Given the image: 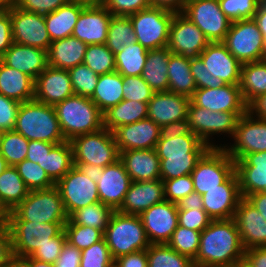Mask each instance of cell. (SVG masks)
<instances>
[{
	"instance_id": "b9fcfbb0",
	"label": "cell",
	"mask_w": 266,
	"mask_h": 267,
	"mask_svg": "<svg viewBox=\"0 0 266 267\" xmlns=\"http://www.w3.org/2000/svg\"><path fill=\"white\" fill-rule=\"evenodd\" d=\"M178 210H191V208H203L202 195L193 192L180 200L178 203Z\"/></svg>"
},
{
	"instance_id": "67dfc351",
	"label": "cell",
	"mask_w": 266,
	"mask_h": 267,
	"mask_svg": "<svg viewBox=\"0 0 266 267\" xmlns=\"http://www.w3.org/2000/svg\"><path fill=\"white\" fill-rule=\"evenodd\" d=\"M9 211L0 202V227L8 226Z\"/></svg>"
},
{
	"instance_id": "5bb4252c",
	"label": "cell",
	"mask_w": 266,
	"mask_h": 267,
	"mask_svg": "<svg viewBox=\"0 0 266 267\" xmlns=\"http://www.w3.org/2000/svg\"><path fill=\"white\" fill-rule=\"evenodd\" d=\"M55 187L59 190L68 216L80 208L100 202L97 183L75 165L55 183Z\"/></svg>"
},
{
	"instance_id": "8992f818",
	"label": "cell",
	"mask_w": 266,
	"mask_h": 267,
	"mask_svg": "<svg viewBox=\"0 0 266 267\" xmlns=\"http://www.w3.org/2000/svg\"><path fill=\"white\" fill-rule=\"evenodd\" d=\"M70 143L73 148V163L106 167L120 158L114 134L106 128L76 136Z\"/></svg>"
},
{
	"instance_id": "e575fe53",
	"label": "cell",
	"mask_w": 266,
	"mask_h": 267,
	"mask_svg": "<svg viewBox=\"0 0 266 267\" xmlns=\"http://www.w3.org/2000/svg\"><path fill=\"white\" fill-rule=\"evenodd\" d=\"M148 103L123 99L103 113V127L113 132L116 128L147 118Z\"/></svg>"
},
{
	"instance_id": "7402d4cb",
	"label": "cell",
	"mask_w": 266,
	"mask_h": 267,
	"mask_svg": "<svg viewBox=\"0 0 266 267\" xmlns=\"http://www.w3.org/2000/svg\"><path fill=\"white\" fill-rule=\"evenodd\" d=\"M233 219L245 250L266 246V220L245 197L240 199Z\"/></svg>"
},
{
	"instance_id": "003e7915",
	"label": "cell",
	"mask_w": 266,
	"mask_h": 267,
	"mask_svg": "<svg viewBox=\"0 0 266 267\" xmlns=\"http://www.w3.org/2000/svg\"><path fill=\"white\" fill-rule=\"evenodd\" d=\"M81 250L67 241L62 247L61 254L54 263L55 267H80Z\"/></svg>"
},
{
	"instance_id": "3957f363",
	"label": "cell",
	"mask_w": 266,
	"mask_h": 267,
	"mask_svg": "<svg viewBox=\"0 0 266 267\" xmlns=\"http://www.w3.org/2000/svg\"><path fill=\"white\" fill-rule=\"evenodd\" d=\"M57 119L66 141L103 127V113L89 97L73 95L54 106Z\"/></svg>"
},
{
	"instance_id": "74e56055",
	"label": "cell",
	"mask_w": 266,
	"mask_h": 267,
	"mask_svg": "<svg viewBox=\"0 0 266 267\" xmlns=\"http://www.w3.org/2000/svg\"><path fill=\"white\" fill-rule=\"evenodd\" d=\"M240 90L247 106L266 93V59L242 64Z\"/></svg>"
},
{
	"instance_id": "94428289",
	"label": "cell",
	"mask_w": 266,
	"mask_h": 267,
	"mask_svg": "<svg viewBox=\"0 0 266 267\" xmlns=\"http://www.w3.org/2000/svg\"><path fill=\"white\" fill-rule=\"evenodd\" d=\"M66 242L64 230L56 237H52L49 243L40 246L31 257L42 262L55 263L61 254L62 247Z\"/></svg>"
},
{
	"instance_id": "52a82bcc",
	"label": "cell",
	"mask_w": 266,
	"mask_h": 267,
	"mask_svg": "<svg viewBox=\"0 0 266 267\" xmlns=\"http://www.w3.org/2000/svg\"><path fill=\"white\" fill-rule=\"evenodd\" d=\"M174 14L163 8L149 6L129 15L137 42L147 50L167 47L170 24Z\"/></svg>"
},
{
	"instance_id": "8c879c8a",
	"label": "cell",
	"mask_w": 266,
	"mask_h": 267,
	"mask_svg": "<svg viewBox=\"0 0 266 267\" xmlns=\"http://www.w3.org/2000/svg\"><path fill=\"white\" fill-rule=\"evenodd\" d=\"M114 262L118 267H148L147 249L122 255Z\"/></svg>"
},
{
	"instance_id": "8d00e7d4",
	"label": "cell",
	"mask_w": 266,
	"mask_h": 267,
	"mask_svg": "<svg viewBox=\"0 0 266 267\" xmlns=\"http://www.w3.org/2000/svg\"><path fill=\"white\" fill-rule=\"evenodd\" d=\"M168 83L169 92L192 97L197 88L190 71V59L179 54H170Z\"/></svg>"
},
{
	"instance_id": "277c9868",
	"label": "cell",
	"mask_w": 266,
	"mask_h": 267,
	"mask_svg": "<svg viewBox=\"0 0 266 267\" xmlns=\"http://www.w3.org/2000/svg\"><path fill=\"white\" fill-rule=\"evenodd\" d=\"M103 237L114 260L150 246L140 216L119 211L113 212Z\"/></svg>"
},
{
	"instance_id": "6125c7cd",
	"label": "cell",
	"mask_w": 266,
	"mask_h": 267,
	"mask_svg": "<svg viewBox=\"0 0 266 267\" xmlns=\"http://www.w3.org/2000/svg\"><path fill=\"white\" fill-rule=\"evenodd\" d=\"M149 0H108L105 7L113 16H124L135 14L143 9L148 8Z\"/></svg>"
},
{
	"instance_id": "8fae6325",
	"label": "cell",
	"mask_w": 266,
	"mask_h": 267,
	"mask_svg": "<svg viewBox=\"0 0 266 267\" xmlns=\"http://www.w3.org/2000/svg\"><path fill=\"white\" fill-rule=\"evenodd\" d=\"M246 112H220L211 111L206 108L195 106L191 101L188 106L187 119L191 131L197 135L203 143L210 148H221L214 145L209 137L216 134L227 133L233 136L239 117ZM211 143H210V142Z\"/></svg>"
},
{
	"instance_id": "03108f58",
	"label": "cell",
	"mask_w": 266,
	"mask_h": 267,
	"mask_svg": "<svg viewBox=\"0 0 266 267\" xmlns=\"http://www.w3.org/2000/svg\"><path fill=\"white\" fill-rule=\"evenodd\" d=\"M13 43L10 8L0 13V58Z\"/></svg>"
},
{
	"instance_id": "44dd1931",
	"label": "cell",
	"mask_w": 266,
	"mask_h": 267,
	"mask_svg": "<svg viewBox=\"0 0 266 267\" xmlns=\"http://www.w3.org/2000/svg\"><path fill=\"white\" fill-rule=\"evenodd\" d=\"M206 70L225 84L240 85L242 64L222 42H210L200 53Z\"/></svg>"
},
{
	"instance_id": "484cf974",
	"label": "cell",
	"mask_w": 266,
	"mask_h": 267,
	"mask_svg": "<svg viewBox=\"0 0 266 267\" xmlns=\"http://www.w3.org/2000/svg\"><path fill=\"white\" fill-rule=\"evenodd\" d=\"M190 98L173 92L154 93L148 102L147 118L159 127L187 119Z\"/></svg>"
},
{
	"instance_id": "603a6c76",
	"label": "cell",
	"mask_w": 266,
	"mask_h": 267,
	"mask_svg": "<svg viewBox=\"0 0 266 267\" xmlns=\"http://www.w3.org/2000/svg\"><path fill=\"white\" fill-rule=\"evenodd\" d=\"M119 153L126 150L155 149L160 127L151 119L120 126L113 131Z\"/></svg>"
},
{
	"instance_id": "f5cc1de1",
	"label": "cell",
	"mask_w": 266,
	"mask_h": 267,
	"mask_svg": "<svg viewBox=\"0 0 266 267\" xmlns=\"http://www.w3.org/2000/svg\"><path fill=\"white\" fill-rule=\"evenodd\" d=\"M74 95L91 97L97 86L99 75L84 63L68 69Z\"/></svg>"
},
{
	"instance_id": "f1b7e54d",
	"label": "cell",
	"mask_w": 266,
	"mask_h": 267,
	"mask_svg": "<svg viewBox=\"0 0 266 267\" xmlns=\"http://www.w3.org/2000/svg\"><path fill=\"white\" fill-rule=\"evenodd\" d=\"M0 60L34 80L48 67L47 51L14 42Z\"/></svg>"
},
{
	"instance_id": "ab89813d",
	"label": "cell",
	"mask_w": 266,
	"mask_h": 267,
	"mask_svg": "<svg viewBox=\"0 0 266 267\" xmlns=\"http://www.w3.org/2000/svg\"><path fill=\"white\" fill-rule=\"evenodd\" d=\"M209 148L197 135H183L160 138L155 150L159 158H168L187 156V153H205Z\"/></svg>"
},
{
	"instance_id": "603ad722",
	"label": "cell",
	"mask_w": 266,
	"mask_h": 267,
	"mask_svg": "<svg viewBox=\"0 0 266 267\" xmlns=\"http://www.w3.org/2000/svg\"><path fill=\"white\" fill-rule=\"evenodd\" d=\"M13 5V0H0V11H7Z\"/></svg>"
},
{
	"instance_id": "6f0895ef",
	"label": "cell",
	"mask_w": 266,
	"mask_h": 267,
	"mask_svg": "<svg viewBox=\"0 0 266 267\" xmlns=\"http://www.w3.org/2000/svg\"><path fill=\"white\" fill-rule=\"evenodd\" d=\"M163 183L165 199L176 204L190 193L195 192L193 180L190 174L178 178L163 180Z\"/></svg>"
},
{
	"instance_id": "ee69618b",
	"label": "cell",
	"mask_w": 266,
	"mask_h": 267,
	"mask_svg": "<svg viewBox=\"0 0 266 267\" xmlns=\"http://www.w3.org/2000/svg\"><path fill=\"white\" fill-rule=\"evenodd\" d=\"M114 210L102 202L93 203L74 211L69 220L73 224L90 226L100 230L103 234Z\"/></svg>"
},
{
	"instance_id": "ffe728a7",
	"label": "cell",
	"mask_w": 266,
	"mask_h": 267,
	"mask_svg": "<svg viewBox=\"0 0 266 267\" xmlns=\"http://www.w3.org/2000/svg\"><path fill=\"white\" fill-rule=\"evenodd\" d=\"M74 95L68 70L48 66L36 79L34 100L55 106Z\"/></svg>"
},
{
	"instance_id": "4dcf8cb0",
	"label": "cell",
	"mask_w": 266,
	"mask_h": 267,
	"mask_svg": "<svg viewBox=\"0 0 266 267\" xmlns=\"http://www.w3.org/2000/svg\"><path fill=\"white\" fill-rule=\"evenodd\" d=\"M87 46L73 36L52 41L47 50L48 66L68 70L82 64Z\"/></svg>"
},
{
	"instance_id": "7bdbcfd3",
	"label": "cell",
	"mask_w": 266,
	"mask_h": 267,
	"mask_svg": "<svg viewBox=\"0 0 266 267\" xmlns=\"http://www.w3.org/2000/svg\"><path fill=\"white\" fill-rule=\"evenodd\" d=\"M148 50L136 42L115 54L116 72L122 76H141Z\"/></svg>"
},
{
	"instance_id": "be15d7a7",
	"label": "cell",
	"mask_w": 266,
	"mask_h": 267,
	"mask_svg": "<svg viewBox=\"0 0 266 267\" xmlns=\"http://www.w3.org/2000/svg\"><path fill=\"white\" fill-rule=\"evenodd\" d=\"M70 1L71 0H13V3L24 11L47 15Z\"/></svg>"
},
{
	"instance_id": "b9f144b4",
	"label": "cell",
	"mask_w": 266,
	"mask_h": 267,
	"mask_svg": "<svg viewBox=\"0 0 266 267\" xmlns=\"http://www.w3.org/2000/svg\"><path fill=\"white\" fill-rule=\"evenodd\" d=\"M133 24L129 17L112 16L109 23L105 45L115 55L126 46L136 43Z\"/></svg>"
},
{
	"instance_id": "bcb514c9",
	"label": "cell",
	"mask_w": 266,
	"mask_h": 267,
	"mask_svg": "<svg viewBox=\"0 0 266 267\" xmlns=\"http://www.w3.org/2000/svg\"><path fill=\"white\" fill-rule=\"evenodd\" d=\"M29 140L15 130L0 132V153L9 166H16L27 157Z\"/></svg>"
},
{
	"instance_id": "f35d334b",
	"label": "cell",
	"mask_w": 266,
	"mask_h": 267,
	"mask_svg": "<svg viewBox=\"0 0 266 267\" xmlns=\"http://www.w3.org/2000/svg\"><path fill=\"white\" fill-rule=\"evenodd\" d=\"M29 190L15 166H8L0 174V202L10 212L16 208Z\"/></svg>"
},
{
	"instance_id": "c3c4849f",
	"label": "cell",
	"mask_w": 266,
	"mask_h": 267,
	"mask_svg": "<svg viewBox=\"0 0 266 267\" xmlns=\"http://www.w3.org/2000/svg\"><path fill=\"white\" fill-rule=\"evenodd\" d=\"M83 63L98 75L116 71L115 55L105 44L88 45Z\"/></svg>"
},
{
	"instance_id": "836d02e7",
	"label": "cell",
	"mask_w": 266,
	"mask_h": 267,
	"mask_svg": "<svg viewBox=\"0 0 266 267\" xmlns=\"http://www.w3.org/2000/svg\"><path fill=\"white\" fill-rule=\"evenodd\" d=\"M171 53L167 47L148 50L141 77L155 93L168 91V64Z\"/></svg>"
},
{
	"instance_id": "9c48e42d",
	"label": "cell",
	"mask_w": 266,
	"mask_h": 267,
	"mask_svg": "<svg viewBox=\"0 0 266 267\" xmlns=\"http://www.w3.org/2000/svg\"><path fill=\"white\" fill-rule=\"evenodd\" d=\"M66 222H32L8 220L13 255L30 257L40 246L49 243L50 238L58 236Z\"/></svg>"
},
{
	"instance_id": "deb4b68c",
	"label": "cell",
	"mask_w": 266,
	"mask_h": 267,
	"mask_svg": "<svg viewBox=\"0 0 266 267\" xmlns=\"http://www.w3.org/2000/svg\"><path fill=\"white\" fill-rule=\"evenodd\" d=\"M256 21L263 38L266 37V0H262L253 17Z\"/></svg>"
},
{
	"instance_id": "f546056e",
	"label": "cell",
	"mask_w": 266,
	"mask_h": 267,
	"mask_svg": "<svg viewBox=\"0 0 266 267\" xmlns=\"http://www.w3.org/2000/svg\"><path fill=\"white\" fill-rule=\"evenodd\" d=\"M119 159L132 181L160 179V158L155 149L121 151Z\"/></svg>"
},
{
	"instance_id": "ac0fdd59",
	"label": "cell",
	"mask_w": 266,
	"mask_h": 267,
	"mask_svg": "<svg viewBox=\"0 0 266 267\" xmlns=\"http://www.w3.org/2000/svg\"><path fill=\"white\" fill-rule=\"evenodd\" d=\"M239 180L236 171L219 188L207 190L202 194L203 208L212 220L233 219L239 201Z\"/></svg>"
},
{
	"instance_id": "6da1fadb",
	"label": "cell",
	"mask_w": 266,
	"mask_h": 267,
	"mask_svg": "<svg viewBox=\"0 0 266 267\" xmlns=\"http://www.w3.org/2000/svg\"><path fill=\"white\" fill-rule=\"evenodd\" d=\"M239 230L234 219L213 220L200 236L194 267H232L244 259Z\"/></svg>"
},
{
	"instance_id": "e0dca14e",
	"label": "cell",
	"mask_w": 266,
	"mask_h": 267,
	"mask_svg": "<svg viewBox=\"0 0 266 267\" xmlns=\"http://www.w3.org/2000/svg\"><path fill=\"white\" fill-rule=\"evenodd\" d=\"M150 244H167L178 226V205L164 200L140 215Z\"/></svg>"
},
{
	"instance_id": "60d3db41",
	"label": "cell",
	"mask_w": 266,
	"mask_h": 267,
	"mask_svg": "<svg viewBox=\"0 0 266 267\" xmlns=\"http://www.w3.org/2000/svg\"><path fill=\"white\" fill-rule=\"evenodd\" d=\"M74 166L73 148L70 141L56 144L51 151L46 154L42 168L49 178L56 183Z\"/></svg>"
},
{
	"instance_id": "2e32d148",
	"label": "cell",
	"mask_w": 266,
	"mask_h": 267,
	"mask_svg": "<svg viewBox=\"0 0 266 267\" xmlns=\"http://www.w3.org/2000/svg\"><path fill=\"white\" fill-rule=\"evenodd\" d=\"M202 31L182 13H175L170 24L167 48L188 59L198 58L209 44Z\"/></svg>"
},
{
	"instance_id": "1f68e13d",
	"label": "cell",
	"mask_w": 266,
	"mask_h": 267,
	"mask_svg": "<svg viewBox=\"0 0 266 267\" xmlns=\"http://www.w3.org/2000/svg\"><path fill=\"white\" fill-rule=\"evenodd\" d=\"M35 80L0 60V94L19 103L34 99Z\"/></svg>"
},
{
	"instance_id": "db71d44e",
	"label": "cell",
	"mask_w": 266,
	"mask_h": 267,
	"mask_svg": "<svg viewBox=\"0 0 266 267\" xmlns=\"http://www.w3.org/2000/svg\"><path fill=\"white\" fill-rule=\"evenodd\" d=\"M222 12L231 21L252 19L262 0H218Z\"/></svg>"
},
{
	"instance_id": "681fc988",
	"label": "cell",
	"mask_w": 266,
	"mask_h": 267,
	"mask_svg": "<svg viewBox=\"0 0 266 267\" xmlns=\"http://www.w3.org/2000/svg\"><path fill=\"white\" fill-rule=\"evenodd\" d=\"M15 167L29 191L45 190L55 186V183L38 163L25 159Z\"/></svg>"
},
{
	"instance_id": "d4e9b609",
	"label": "cell",
	"mask_w": 266,
	"mask_h": 267,
	"mask_svg": "<svg viewBox=\"0 0 266 267\" xmlns=\"http://www.w3.org/2000/svg\"><path fill=\"white\" fill-rule=\"evenodd\" d=\"M131 183L132 180L120 159L104 167L102 177L97 182L100 202L117 211L121 207Z\"/></svg>"
},
{
	"instance_id": "816d5d0a",
	"label": "cell",
	"mask_w": 266,
	"mask_h": 267,
	"mask_svg": "<svg viewBox=\"0 0 266 267\" xmlns=\"http://www.w3.org/2000/svg\"><path fill=\"white\" fill-rule=\"evenodd\" d=\"M66 241L79 250L90 247L103 238V233L90 226L73 224L69 219L64 225Z\"/></svg>"
},
{
	"instance_id": "9a60e30c",
	"label": "cell",
	"mask_w": 266,
	"mask_h": 267,
	"mask_svg": "<svg viewBox=\"0 0 266 267\" xmlns=\"http://www.w3.org/2000/svg\"><path fill=\"white\" fill-rule=\"evenodd\" d=\"M10 17L14 43L48 50L52 42L44 15L24 11L13 3L10 7Z\"/></svg>"
},
{
	"instance_id": "11a10c76",
	"label": "cell",
	"mask_w": 266,
	"mask_h": 267,
	"mask_svg": "<svg viewBox=\"0 0 266 267\" xmlns=\"http://www.w3.org/2000/svg\"><path fill=\"white\" fill-rule=\"evenodd\" d=\"M114 262L104 237L81 250L80 267H109Z\"/></svg>"
},
{
	"instance_id": "4fadbf2b",
	"label": "cell",
	"mask_w": 266,
	"mask_h": 267,
	"mask_svg": "<svg viewBox=\"0 0 266 267\" xmlns=\"http://www.w3.org/2000/svg\"><path fill=\"white\" fill-rule=\"evenodd\" d=\"M232 138L234 143L230 147L223 144L221 148L234 161L246 154L266 151V120L258 119L247 111L239 117Z\"/></svg>"
},
{
	"instance_id": "4316f807",
	"label": "cell",
	"mask_w": 266,
	"mask_h": 267,
	"mask_svg": "<svg viewBox=\"0 0 266 267\" xmlns=\"http://www.w3.org/2000/svg\"><path fill=\"white\" fill-rule=\"evenodd\" d=\"M165 199L164 183L161 179L152 181H132L121 207L123 214L140 215L154 204Z\"/></svg>"
},
{
	"instance_id": "11e5206c",
	"label": "cell",
	"mask_w": 266,
	"mask_h": 267,
	"mask_svg": "<svg viewBox=\"0 0 266 267\" xmlns=\"http://www.w3.org/2000/svg\"><path fill=\"white\" fill-rule=\"evenodd\" d=\"M247 111L258 119L266 120V93L256 97L247 106Z\"/></svg>"
},
{
	"instance_id": "979ff035",
	"label": "cell",
	"mask_w": 266,
	"mask_h": 267,
	"mask_svg": "<svg viewBox=\"0 0 266 267\" xmlns=\"http://www.w3.org/2000/svg\"><path fill=\"white\" fill-rule=\"evenodd\" d=\"M246 199L260 212L266 220V193L258 192L250 194Z\"/></svg>"
},
{
	"instance_id": "09005b40",
	"label": "cell",
	"mask_w": 266,
	"mask_h": 267,
	"mask_svg": "<svg viewBox=\"0 0 266 267\" xmlns=\"http://www.w3.org/2000/svg\"><path fill=\"white\" fill-rule=\"evenodd\" d=\"M85 175H87L93 182H98L102 177L104 167L92 164L74 163Z\"/></svg>"
},
{
	"instance_id": "e7e4bbea",
	"label": "cell",
	"mask_w": 266,
	"mask_h": 267,
	"mask_svg": "<svg viewBox=\"0 0 266 267\" xmlns=\"http://www.w3.org/2000/svg\"><path fill=\"white\" fill-rule=\"evenodd\" d=\"M20 104L0 94V132L14 129Z\"/></svg>"
},
{
	"instance_id": "89a4df30",
	"label": "cell",
	"mask_w": 266,
	"mask_h": 267,
	"mask_svg": "<svg viewBox=\"0 0 266 267\" xmlns=\"http://www.w3.org/2000/svg\"><path fill=\"white\" fill-rule=\"evenodd\" d=\"M195 135L190 128L188 119L175 121L160 127V138H175L176 136Z\"/></svg>"
},
{
	"instance_id": "ba28073f",
	"label": "cell",
	"mask_w": 266,
	"mask_h": 267,
	"mask_svg": "<svg viewBox=\"0 0 266 267\" xmlns=\"http://www.w3.org/2000/svg\"><path fill=\"white\" fill-rule=\"evenodd\" d=\"M222 43L241 64L265 59L264 38L253 18L231 22Z\"/></svg>"
},
{
	"instance_id": "30bf717a",
	"label": "cell",
	"mask_w": 266,
	"mask_h": 267,
	"mask_svg": "<svg viewBox=\"0 0 266 267\" xmlns=\"http://www.w3.org/2000/svg\"><path fill=\"white\" fill-rule=\"evenodd\" d=\"M235 172V161L223 148H209L191 172L194 190L204 194L219 188Z\"/></svg>"
},
{
	"instance_id": "2644e50d",
	"label": "cell",
	"mask_w": 266,
	"mask_h": 267,
	"mask_svg": "<svg viewBox=\"0 0 266 267\" xmlns=\"http://www.w3.org/2000/svg\"><path fill=\"white\" fill-rule=\"evenodd\" d=\"M13 256L11 234L8 226L0 227V267H7Z\"/></svg>"
},
{
	"instance_id": "d6986e66",
	"label": "cell",
	"mask_w": 266,
	"mask_h": 267,
	"mask_svg": "<svg viewBox=\"0 0 266 267\" xmlns=\"http://www.w3.org/2000/svg\"><path fill=\"white\" fill-rule=\"evenodd\" d=\"M190 101L195 105L214 112H247V104L243 100L240 85L197 89Z\"/></svg>"
},
{
	"instance_id": "7c38bea8",
	"label": "cell",
	"mask_w": 266,
	"mask_h": 267,
	"mask_svg": "<svg viewBox=\"0 0 266 267\" xmlns=\"http://www.w3.org/2000/svg\"><path fill=\"white\" fill-rule=\"evenodd\" d=\"M182 14L202 31L209 42H222L231 25L218 0H188Z\"/></svg>"
},
{
	"instance_id": "83f0119b",
	"label": "cell",
	"mask_w": 266,
	"mask_h": 267,
	"mask_svg": "<svg viewBox=\"0 0 266 267\" xmlns=\"http://www.w3.org/2000/svg\"><path fill=\"white\" fill-rule=\"evenodd\" d=\"M242 197L250 194L266 193V151L246 154L235 161Z\"/></svg>"
},
{
	"instance_id": "680465c9",
	"label": "cell",
	"mask_w": 266,
	"mask_h": 267,
	"mask_svg": "<svg viewBox=\"0 0 266 267\" xmlns=\"http://www.w3.org/2000/svg\"><path fill=\"white\" fill-rule=\"evenodd\" d=\"M212 221L204 208L178 210V225L188 229L202 232Z\"/></svg>"
},
{
	"instance_id": "a7ac6f4b",
	"label": "cell",
	"mask_w": 266,
	"mask_h": 267,
	"mask_svg": "<svg viewBox=\"0 0 266 267\" xmlns=\"http://www.w3.org/2000/svg\"><path fill=\"white\" fill-rule=\"evenodd\" d=\"M55 145V143L30 140L26 159L38 163L42 168L46 154H48Z\"/></svg>"
},
{
	"instance_id": "5803f987",
	"label": "cell",
	"mask_w": 266,
	"mask_h": 267,
	"mask_svg": "<svg viewBox=\"0 0 266 267\" xmlns=\"http://www.w3.org/2000/svg\"><path fill=\"white\" fill-rule=\"evenodd\" d=\"M232 267H252L250 263L244 258L236 262Z\"/></svg>"
},
{
	"instance_id": "cb8c5ba5",
	"label": "cell",
	"mask_w": 266,
	"mask_h": 267,
	"mask_svg": "<svg viewBox=\"0 0 266 267\" xmlns=\"http://www.w3.org/2000/svg\"><path fill=\"white\" fill-rule=\"evenodd\" d=\"M112 16L105 6H85L78 17L72 36L87 45L105 44Z\"/></svg>"
},
{
	"instance_id": "d6a6232c",
	"label": "cell",
	"mask_w": 266,
	"mask_h": 267,
	"mask_svg": "<svg viewBox=\"0 0 266 267\" xmlns=\"http://www.w3.org/2000/svg\"><path fill=\"white\" fill-rule=\"evenodd\" d=\"M84 7L79 2L71 0L57 10L44 15L51 42L72 36L75 24Z\"/></svg>"
},
{
	"instance_id": "7dc6e473",
	"label": "cell",
	"mask_w": 266,
	"mask_h": 267,
	"mask_svg": "<svg viewBox=\"0 0 266 267\" xmlns=\"http://www.w3.org/2000/svg\"><path fill=\"white\" fill-rule=\"evenodd\" d=\"M204 153H187V156L160 158V179L169 180L191 174Z\"/></svg>"
},
{
	"instance_id": "d590c367",
	"label": "cell",
	"mask_w": 266,
	"mask_h": 267,
	"mask_svg": "<svg viewBox=\"0 0 266 267\" xmlns=\"http://www.w3.org/2000/svg\"><path fill=\"white\" fill-rule=\"evenodd\" d=\"M93 103L104 113L123 99V76L114 71L99 75L97 86L90 97Z\"/></svg>"
},
{
	"instance_id": "91938a15",
	"label": "cell",
	"mask_w": 266,
	"mask_h": 267,
	"mask_svg": "<svg viewBox=\"0 0 266 267\" xmlns=\"http://www.w3.org/2000/svg\"><path fill=\"white\" fill-rule=\"evenodd\" d=\"M190 71L192 73L197 89L224 86L225 83L220 78H215L207 72L206 67L200 57L190 59Z\"/></svg>"
},
{
	"instance_id": "b62a3aed",
	"label": "cell",
	"mask_w": 266,
	"mask_h": 267,
	"mask_svg": "<svg viewBox=\"0 0 266 267\" xmlns=\"http://www.w3.org/2000/svg\"><path fill=\"white\" fill-rule=\"evenodd\" d=\"M84 6H105L108 0H74Z\"/></svg>"
},
{
	"instance_id": "9f6ffc18",
	"label": "cell",
	"mask_w": 266,
	"mask_h": 267,
	"mask_svg": "<svg viewBox=\"0 0 266 267\" xmlns=\"http://www.w3.org/2000/svg\"><path fill=\"white\" fill-rule=\"evenodd\" d=\"M154 93L141 76H123L125 100L148 103Z\"/></svg>"
},
{
	"instance_id": "34e18365",
	"label": "cell",
	"mask_w": 266,
	"mask_h": 267,
	"mask_svg": "<svg viewBox=\"0 0 266 267\" xmlns=\"http://www.w3.org/2000/svg\"><path fill=\"white\" fill-rule=\"evenodd\" d=\"M7 267H55L53 263L42 262L30 257L13 255Z\"/></svg>"
},
{
	"instance_id": "5b68a950",
	"label": "cell",
	"mask_w": 266,
	"mask_h": 267,
	"mask_svg": "<svg viewBox=\"0 0 266 267\" xmlns=\"http://www.w3.org/2000/svg\"><path fill=\"white\" fill-rule=\"evenodd\" d=\"M69 216L59 190L54 186L45 190L29 191L26 198L9 212V220L34 222H67Z\"/></svg>"
},
{
	"instance_id": "f6af8a7d",
	"label": "cell",
	"mask_w": 266,
	"mask_h": 267,
	"mask_svg": "<svg viewBox=\"0 0 266 267\" xmlns=\"http://www.w3.org/2000/svg\"><path fill=\"white\" fill-rule=\"evenodd\" d=\"M147 258L148 267H194L193 260L179 254L168 244H150Z\"/></svg>"
},
{
	"instance_id": "7a4b0ae2",
	"label": "cell",
	"mask_w": 266,
	"mask_h": 267,
	"mask_svg": "<svg viewBox=\"0 0 266 267\" xmlns=\"http://www.w3.org/2000/svg\"><path fill=\"white\" fill-rule=\"evenodd\" d=\"M26 139L59 144L65 140L54 106L26 101L20 104L14 129Z\"/></svg>"
},
{
	"instance_id": "753ad0ef",
	"label": "cell",
	"mask_w": 266,
	"mask_h": 267,
	"mask_svg": "<svg viewBox=\"0 0 266 267\" xmlns=\"http://www.w3.org/2000/svg\"><path fill=\"white\" fill-rule=\"evenodd\" d=\"M244 258L252 267H266V246L246 249Z\"/></svg>"
},
{
	"instance_id": "2a66077c",
	"label": "cell",
	"mask_w": 266,
	"mask_h": 267,
	"mask_svg": "<svg viewBox=\"0 0 266 267\" xmlns=\"http://www.w3.org/2000/svg\"><path fill=\"white\" fill-rule=\"evenodd\" d=\"M153 7L163 8L174 13H182L188 0H149Z\"/></svg>"
},
{
	"instance_id": "f907efd6",
	"label": "cell",
	"mask_w": 266,
	"mask_h": 267,
	"mask_svg": "<svg viewBox=\"0 0 266 267\" xmlns=\"http://www.w3.org/2000/svg\"><path fill=\"white\" fill-rule=\"evenodd\" d=\"M200 236V231L178 225L167 244L179 254L194 260L199 250Z\"/></svg>"
}]
</instances>
